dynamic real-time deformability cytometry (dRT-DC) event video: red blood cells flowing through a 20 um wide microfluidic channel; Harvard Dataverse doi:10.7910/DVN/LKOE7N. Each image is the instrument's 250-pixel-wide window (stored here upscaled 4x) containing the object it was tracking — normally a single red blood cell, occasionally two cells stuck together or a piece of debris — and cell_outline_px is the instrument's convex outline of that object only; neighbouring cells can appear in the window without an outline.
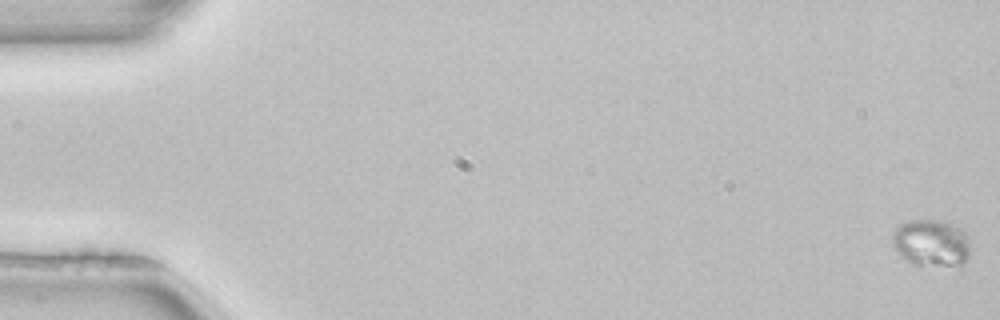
{"species": "common noctule bat (a hibernating species)", "species_latin": "Nyctalus noctula", "temperature_condition": "room temperature", "stored_images_in_passage": 57, "camera_frame_rate_fps": 3000, "um_per_image_px": 0.085, "animal": {"sex": "female", "body_mass_g": 22.7, "forearm_length_mm": 54.2}, "frame": {"image": 1, "passage_image": 1, "time_ms": 0.0, "image_size_px": [1000, 320], "cell_outline_px": [[968, 260], [964, 264], [912, 264], [900, 256], [892, 244], [892, 232], [896, 224], [908, 220], [940, 220], [952, 224], [960, 228], [968, 236]], "centroid_in_image_um": [79.1, 20.61], "position_along_channel_um": 5.9, "area_um2": 21.33}}
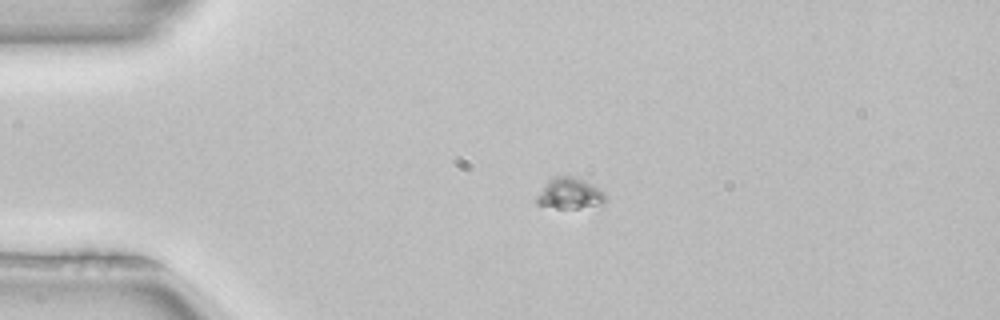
{"frame": {"image": 2, "passage_image": 14, "time_ms": 4.333, "image_size_px": [1000, 320], "cell_outline_px": [[608, 200], [604, 204], [576, 208], [556, 208], [536, 204], [536, 196], [544, 184], [552, 176], [572, 176], [584, 180], [600, 188], [604, 192]], "centroid_in_image_um": [48.44, 16.44], "position_along_channel_um": 36.6, "area_um2": 12.66}}
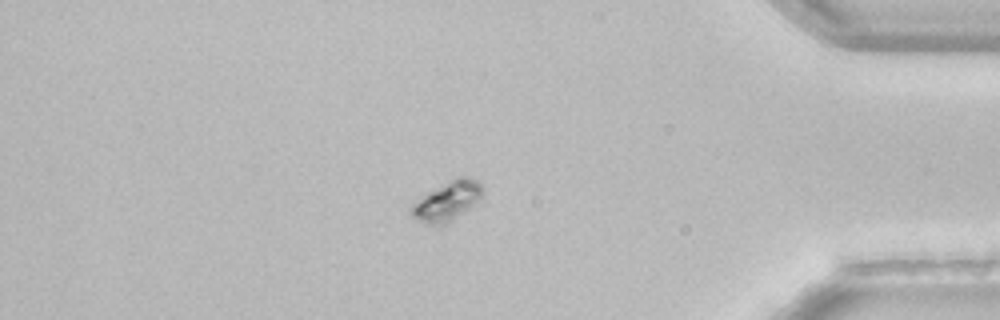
{"frame": {"image": 3, "passage_image": 49, "time_ms": 16.0, "image_size_px": [1000, 320], "cell_outline_px": [[484, 192], [480, 200], [452, 220], [440, 228], [436, 228], [424, 224], [412, 216], [408, 212], [408, 204], [412, 200], [456, 176], [472, 176], [480, 180], [484, 188]], "centroid_in_image_um": [37.96, 17.09], "position_along_channel_um": 397.2, "area_um2": 17.46}}